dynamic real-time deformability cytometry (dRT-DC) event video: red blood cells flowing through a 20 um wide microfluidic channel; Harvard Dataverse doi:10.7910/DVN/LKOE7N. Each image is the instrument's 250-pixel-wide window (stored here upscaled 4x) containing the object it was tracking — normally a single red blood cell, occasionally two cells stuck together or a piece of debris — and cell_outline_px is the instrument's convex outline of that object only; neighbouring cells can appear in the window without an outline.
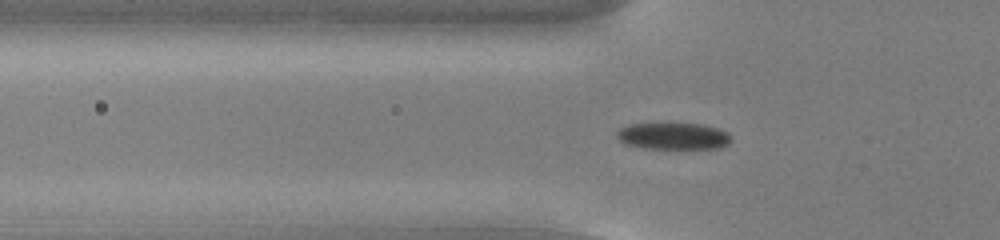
{"species": "common noctule bat (a hibernating species)", "species_latin": "Nyctalus noctula", "temperature_condition": "cold", "stored_images_in_passage": 55, "camera_frame_rate_fps": 3000, "um_per_image_px": 0.085, "animal": {"sex": "male", "body_mass_g": 13.0, "forearm_length_mm": 53.1}, "frame": {"image": 1, "passage_image": 19, "time_ms": 6.0, "image_size_px": [1000, 240], "cell_outline_px": [[732, 140], [728, 144], [720, 148], [644, 148], [624, 144], [616, 136], [616, 132], [620, 128], [628, 124], [704, 124], [720, 128], [728, 132], [732, 136]], "centroid_in_image_um": [57.26, 11.56], "position_along_channel_um": 68.5, "area_um2": 17.92}}
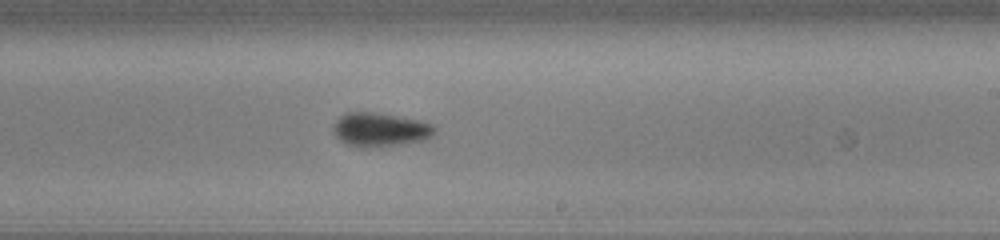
{"frame": {"image": 2, "passage_image": 34, "time_ms": 11.0, "image_size_px": [1000, 240], "cell_outline_px": [[436, 132], [428, 140], [376, 148], [360, 148], [344, 144], [332, 132], [332, 124], [344, 112], [372, 112], [420, 120], [436, 124]], "centroid_in_image_um": [32.32, 11.04], "position_along_channel_um": 256.7, "area_um2": 20.69}}
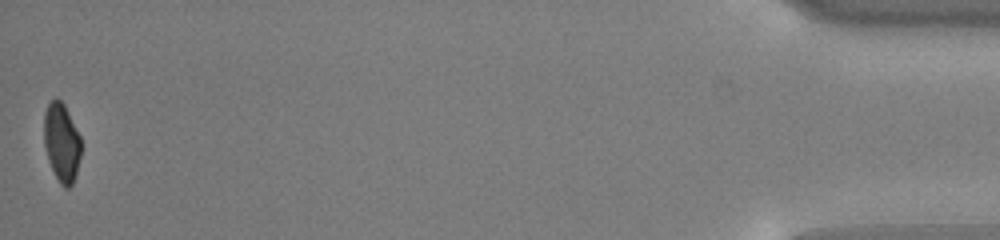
{"frame": {"image": 3, "passage_image": 55, "time_ms": 18.0, "image_size_px": [1000, 240], "cell_outline_px": [[80, 156], [76, 172], [72, 184], [68, 188], [64, 188], [60, 184], [48, 160], [44, 144], [44, 112], [48, 104], [56, 96], [64, 104], [80, 136]], "centroid_in_image_um": [5.22, 12.09], "position_along_channel_um": 430.0, "area_um2": 16.82}, "authors_computed_cell_mechanics": {"area_um2": 18.4382, "velocity_mm_per_s": 3.7927, "shape_relaxation_time_tau1_ms": 3.3704, "shape_relaxation_time_tau2_ms": null, "deformation_change_tau1": 0.1092, "deformation_change_tau2": null}}